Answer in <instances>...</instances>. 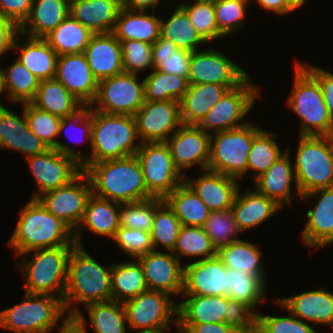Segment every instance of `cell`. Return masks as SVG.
Instances as JSON below:
<instances>
[{
    "label": "cell",
    "instance_id": "4dcf8cb0",
    "mask_svg": "<svg viewBox=\"0 0 333 333\" xmlns=\"http://www.w3.org/2000/svg\"><path fill=\"white\" fill-rule=\"evenodd\" d=\"M238 189L231 207L235 221L243 233L258 226L276 214L281 206L273 199L258 193L254 190L244 191Z\"/></svg>",
    "mask_w": 333,
    "mask_h": 333
},
{
    "label": "cell",
    "instance_id": "ffe728a7",
    "mask_svg": "<svg viewBox=\"0 0 333 333\" xmlns=\"http://www.w3.org/2000/svg\"><path fill=\"white\" fill-rule=\"evenodd\" d=\"M137 260L143 268L148 290L182 295L184 265L172 252L153 250Z\"/></svg>",
    "mask_w": 333,
    "mask_h": 333
},
{
    "label": "cell",
    "instance_id": "4fadbf2b",
    "mask_svg": "<svg viewBox=\"0 0 333 333\" xmlns=\"http://www.w3.org/2000/svg\"><path fill=\"white\" fill-rule=\"evenodd\" d=\"M250 76L236 88L228 90L215 104L198 126L211 134L219 131H227L246 125L240 123L249 113L251 107L259 96L260 88L251 83ZM210 130V131H209Z\"/></svg>",
    "mask_w": 333,
    "mask_h": 333
},
{
    "label": "cell",
    "instance_id": "94428289",
    "mask_svg": "<svg viewBox=\"0 0 333 333\" xmlns=\"http://www.w3.org/2000/svg\"><path fill=\"white\" fill-rule=\"evenodd\" d=\"M32 4L33 0H0V17L20 28L30 15Z\"/></svg>",
    "mask_w": 333,
    "mask_h": 333
},
{
    "label": "cell",
    "instance_id": "6f0895ef",
    "mask_svg": "<svg viewBox=\"0 0 333 333\" xmlns=\"http://www.w3.org/2000/svg\"><path fill=\"white\" fill-rule=\"evenodd\" d=\"M113 240L119 249L134 259L154 250L151 233L142 229L119 226Z\"/></svg>",
    "mask_w": 333,
    "mask_h": 333
},
{
    "label": "cell",
    "instance_id": "277c9868",
    "mask_svg": "<svg viewBox=\"0 0 333 333\" xmlns=\"http://www.w3.org/2000/svg\"><path fill=\"white\" fill-rule=\"evenodd\" d=\"M91 155L82 164L134 156L142 142L130 115L106 114L91 108ZM137 139V140H136ZM136 142V143H135Z\"/></svg>",
    "mask_w": 333,
    "mask_h": 333
},
{
    "label": "cell",
    "instance_id": "74e56055",
    "mask_svg": "<svg viewBox=\"0 0 333 333\" xmlns=\"http://www.w3.org/2000/svg\"><path fill=\"white\" fill-rule=\"evenodd\" d=\"M184 226L203 227L211 210L196 195L192 188L183 181L165 199Z\"/></svg>",
    "mask_w": 333,
    "mask_h": 333
},
{
    "label": "cell",
    "instance_id": "c3c4849f",
    "mask_svg": "<svg viewBox=\"0 0 333 333\" xmlns=\"http://www.w3.org/2000/svg\"><path fill=\"white\" fill-rule=\"evenodd\" d=\"M95 333H126V311L123 303L111 300L86 306Z\"/></svg>",
    "mask_w": 333,
    "mask_h": 333
},
{
    "label": "cell",
    "instance_id": "9c48e42d",
    "mask_svg": "<svg viewBox=\"0 0 333 333\" xmlns=\"http://www.w3.org/2000/svg\"><path fill=\"white\" fill-rule=\"evenodd\" d=\"M248 122L246 125L212 133L207 170L238 179L247 173V160L254 136L261 130Z\"/></svg>",
    "mask_w": 333,
    "mask_h": 333
},
{
    "label": "cell",
    "instance_id": "d4e9b609",
    "mask_svg": "<svg viewBox=\"0 0 333 333\" xmlns=\"http://www.w3.org/2000/svg\"><path fill=\"white\" fill-rule=\"evenodd\" d=\"M84 54L98 81L124 72L121 43L113 33L93 34Z\"/></svg>",
    "mask_w": 333,
    "mask_h": 333
},
{
    "label": "cell",
    "instance_id": "d590c367",
    "mask_svg": "<svg viewBox=\"0 0 333 333\" xmlns=\"http://www.w3.org/2000/svg\"><path fill=\"white\" fill-rule=\"evenodd\" d=\"M24 115L29 129L39 137L48 148L56 149L62 154L71 156L81 164L86 160V156L80 152H75L68 144L57 141L59 136V126L62 118L35 107L31 102L24 103Z\"/></svg>",
    "mask_w": 333,
    "mask_h": 333
},
{
    "label": "cell",
    "instance_id": "83f0119b",
    "mask_svg": "<svg viewBox=\"0 0 333 333\" xmlns=\"http://www.w3.org/2000/svg\"><path fill=\"white\" fill-rule=\"evenodd\" d=\"M121 0H70L69 14L92 33H112Z\"/></svg>",
    "mask_w": 333,
    "mask_h": 333
},
{
    "label": "cell",
    "instance_id": "3957f363",
    "mask_svg": "<svg viewBox=\"0 0 333 333\" xmlns=\"http://www.w3.org/2000/svg\"><path fill=\"white\" fill-rule=\"evenodd\" d=\"M111 270L112 264L105 268L97 263L82 246L75 245L72 248L63 296V304L68 311L67 316H75L80 312L78 307H71L74 301L76 304L82 303L87 306L112 300Z\"/></svg>",
    "mask_w": 333,
    "mask_h": 333
},
{
    "label": "cell",
    "instance_id": "a7ac6f4b",
    "mask_svg": "<svg viewBox=\"0 0 333 333\" xmlns=\"http://www.w3.org/2000/svg\"><path fill=\"white\" fill-rule=\"evenodd\" d=\"M122 7L135 11L152 10L161 4V0H121Z\"/></svg>",
    "mask_w": 333,
    "mask_h": 333
},
{
    "label": "cell",
    "instance_id": "cb8c5ba5",
    "mask_svg": "<svg viewBox=\"0 0 333 333\" xmlns=\"http://www.w3.org/2000/svg\"><path fill=\"white\" fill-rule=\"evenodd\" d=\"M184 181L211 211L230 209L241 187L236 178L207 169L194 180L185 176Z\"/></svg>",
    "mask_w": 333,
    "mask_h": 333
},
{
    "label": "cell",
    "instance_id": "7a4b0ae2",
    "mask_svg": "<svg viewBox=\"0 0 333 333\" xmlns=\"http://www.w3.org/2000/svg\"><path fill=\"white\" fill-rule=\"evenodd\" d=\"M8 245L16 255L26 252L75 246L74 231L60 218H57L38 199H30L20 211V217Z\"/></svg>",
    "mask_w": 333,
    "mask_h": 333
},
{
    "label": "cell",
    "instance_id": "ee69618b",
    "mask_svg": "<svg viewBox=\"0 0 333 333\" xmlns=\"http://www.w3.org/2000/svg\"><path fill=\"white\" fill-rule=\"evenodd\" d=\"M191 57V51L178 48L161 36L152 44L154 69L162 72L188 77Z\"/></svg>",
    "mask_w": 333,
    "mask_h": 333
},
{
    "label": "cell",
    "instance_id": "44dd1931",
    "mask_svg": "<svg viewBox=\"0 0 333 333\" xmlns=\"http://www.w3.org/2000/svg\"><path fill=\"white\" fill-rule=\"evenodd\" d=\"M55 78L84 106L94 102L98 80L92 74L84 53L58 56Z\"/></svg>",
    "mask_w": 333,
    "mask_h": 333
},
{
    "label": "cell",
    "instance_id": "ab89813d",
    "mask_svg": "<svg viewBox=\"0 0 333 333\" xmlns=\"http://www.w3.org/2000/svg\"><path fill=\"white\" fill-rule=\"evenodd\" d=\"M111 281L112 300L119 303L148 290L143 268L137 259L112 264Z\"/></svg>",
    "mask_w": 333,
    "mask_h": 333
},
{
    "label": "cell",
    "instance_id": "f907efd6",
    "mask_svg": "<svg viewBox=\"0 0 333 333\" xmlns=\"http://www.w3.org/2000/svg\"><path fill=\"white\" fill-rule=\"evenodd\" d=\"M273 138V133L263 129L254 136L247 160V171H255L254 180L266 172L285 153V151H280Z\"/></svg>",
    "mask_w": 333,
    "mask_h": 333
},
{
    "label": "cell",
    "instance_id": "e7e4bbea",
    "mask_svg": "<svg viewBox=\"0 0 333 333\" xmlns=\"http://www.w3.org/2000/svg\"><path fill=\"white\" fill-rule=\"evenodd\" d=\"M20 28L10 20L0 17V56L13 50V44Z\"/></svg>",
    "mask_w": 333,
    "mask_h": 333
},
{
    "label": "cell",
    "instance_id": "11a10c76",
    "mask_svg": "<svg viewBox=\"0 0 333 333\" xmlns=\"http://www.w3.org/2000/svg\"><path fill=\"white\" fill-rule=\"evenodd\" d=\"M248 4L242 0H214L217 27L225 37L244 26Z\"/></svg>",
    "mask_w": 333,
    "mask_h": 333
},
{
    "label": "cell",
    "instance_id": "680465c9",
    "mask_svg": "<svg viewBox=\"0 0 333 333\" xmlns=\"http://www.w3.org/2000/svg\"><path fill=\"white\" fill-rule=\"evenodd\" d=\"M256 327L261 333H317L312 326L293 314L277 317L257 313Z\"/></svg>",
    "mask_w": 333,
    "mask_h": 333
},
{
    "label": "cell",
    "instance_id": "7bdbcfd3",
    "mask_svg": "<svg viewBox=\"0 0 333 333\" xmlns=\"http://www.w3.org/2000/svg\"><path fill=\"white\" fill-rule=\"evenodd\" d=\"M160 36L171 41L178 48L191 52L198 51V46L207 43L192 25L187 12L180 5L166 22L161 19Z\"/></svg>",
    "mask_w": 333,
    "mask_h": 333
},
{
    "label": "cell",
    "instance_id": "52a82bcc",
    "mask_svg": "<svg viewBox=\"0 0 333 333\" xmlns=\"http://www.w3.org/2000/svg\"><path fill=\"white\" fill-rule=\"evenodd\" d=\"M294 162L300 196L333 186V136H300Z\"/></svg>",
    "mask_w": 333,
    "mask_h": 333
},
{
    "label": "cell",
    "instance_id": "db71d44e",
    "mask_svg": "<svg viewBox=\"0 0 333 333\" xmlns=\"http://www.w3.org/2000/svg\"><path fill=\"white\" fill-rule=\"evenodd\" d=\"M156 211V197L120 204L119 225L151 232Z\"/></svg>",
    "mask_w": 333,
    "mask_h": 333
},
{
    "label": "cell",
    "instance_id": "f5cc1de1",
    "mask_svg": "<svg viewBox=\"0 0 333 333\" xmlns=\"http://www.w3.org/2000/svg\"><path fill=\"white\" fill-rule=\"evenodd\" d=\"M203 229L209 235L216 250L234 241L240 240L237 239L236 236H238L241 231L235 221L231 208L223 211H211Z\"/></svg>",
    "mask_w": 333,
    "mask_h": 333
},
{
    "label": "cell",
    "instance_id": "8c879c8a",
    "mask_svg": "<svg viewBox=\"0 0 333 333\" xmlns=\"http://www.w3.org/2000/svg\"><path fill=\"white\" fill-rule=\"evenodd\" d=\"M174 325H176L177 329L179 330L178 333H191L188 329L182 327L180 324L177 323V318L174 319Z\"/></svg>",
    "mask_w": 333,
    "mask_h": 333
},
{
    "label": "cell",
    "instance_id": "7c38bea8",
    "mask_svg": "<svg viewBox=\"0 0 333 333\" xmlns=\"http://www.w3.org/2000/svg\"><path fill=\"white\" fill-rule=\"evenodd\" d=\"M170 297L164 292L147 290L124 302L129 329L139 330L137 333L167 331L170 317L177 318L178 308Z\"/></svg>",
    "mask_w": 333,
    "mask_h": 333
},
{
    "label": "cell",
    "instance_id": "91938a15",
    "mask_svg": "<svg viewBox=\"0 0 333 333\" xmlns=\"http://www.w3.org/2000/svg\"><path fill=\"white\" fill-rule=\"evenodd\" d=\"M257 313L247 304L228 297V314L225 323L240 332L252 331L256 328Z\"/></svg>",
    "mask_w": 333,
    "mask_h": 333
},
{
    "label": "cell",
    "instance_id": "b9f144b4",
    "mask_svg": "<svg viewBox=\"0 0 333 333\" xmlns=\"http://www.w3.org/2000/svg\"><path fill=\"white\" fill-rule=\"evenodd\" d=\"M0 71L3 92L13 104L28 103L35 98L40 80L17 59L5 70L0 67Z\"/></svg>",
    "mask_w": 333,
    "mask_h": 333
},
{
    "label": "cell",
    "instance_id": "9a60e30c",
    "mask_svg": "<svg viewBox=\"0 0 333 333\" xmlns=\"http://www.w3.org/2000/svg\"><path fill=\"white\" fill-rule=\"evenodd\" d=\"M91 195L90 179L82 172L70 184L45 192L37 199L48 212L60 218L75 231L83 219Z\"/></svg>",
    "mask_w": 333,
    "mask_h": 333
},
{
    "label": "cell",
    "instance_id": "ba28073f",
    "mask_svg": "<svg viewBox=\"0 0 333 333\" xmlns=\"http://www.w3.org/2000/svg\"><path fill=\"white\" fill-rule=\"evenodd\" d=\"M65 312L58 297L25 293L21 303L0 311V327L14 333H50Z\"/></svg>",
    "mask_w": 333,
    "mask_h": 333
},
{
    "label": "cell",
    "instance_id": "003e7915",
    "mask_svg": "<svg viewBox=\"0 0 333 333\" xmlns=\"http://www.w3.org/2000/svg\"><path fill=\"white\" fill-rule=\"evenodd\" d=\"M65 316L59 333H87L85 319L81 311L75 316Z\"/></svg>",
    "mask_w": 333,
    "mask_h": 333
},
{
    "label": "cell",
    "instance_id": "753ad0ef",
    "mask_svg": "<svg viewBox=\"0 0 333 333\" xmlns=\"http://www.w3.org/2000/svg\"><path fill=\"white\" fill-rule=\"evenodd\" d=\"M3 93V88H2V79H1V71H0V95ZM2 103L0 102V107H2Z\"/></svg>",
    "mask_w": 333,
    "mask_h": 333
},
{
    "label": "cell",
    "instance_id": "9f6ffc18",
    "mask_svg": "<svg viewBox=\"0 0 333 333\" xmlns=\"http://www.w3.org/2000/svg\"><path fill=\"white\" fill-rule=\"evenodd\" d=\"M121 43L124 72L138 74L142 70L154 69L152 45L139 40H119Z\"/></svg>",
    "mask_w": 333,
    "mask_h": 333
},
{
    "label": "cell",
    "instance_id": "ac0fdd59",
    "mask_svg": "<svg viewBox=\"0 0 333 333\" xmlns=\"http://www.w3.org/2000/svg\"><path fill=\"white\" fill-rule=\"evenodd\" d=\"M210 136L198 125L183 124L174 132L166 141L169 147L173 164L176 169L183 175L182 170L194 165L204 171L208 167L210 157Z\"/></svg>",
    "mask_w": 333,
    "mask_h": 333
},
{
    "label": "cell",
    "instance_id": "f546056e",
    "mask_svg": "<svg viewBox=\"0 0 333 333\" xmlns=\"http://www.w3.org/2000/svg\"><path fill=\"white\" fill-rule=\"evenodd\" d=\"M237 86L239 85L189 84L187 92L180 100L182 123L198 125L222 96Z\"/></svg>",
    "mask_w": 333,
    "mask_h": 333
},
{
    "label": "cell",
    "instance_id": "2644e50d",
    "mask_svg": "<svg viewBox=\"0 0 333 333\" xmlns=\"http://www.w3.org/2000/svg\"><path fill=\"white\" fill-rule=\"evenodd\" d=\"M305 0H285L286 5L292 10L299 9L304 4Z\"/></svg>",
    "mask_w": 333,
    "mask_h": 333
},
{
    "label": "cell",
    "instance_id": "be15d7a7",
    "mask_svg": "<svg viewBox=\"0 0 333 333\" xmlns=\"http://www.w3.org/2000/svg\"><path fill=\"white\" fill-rule=\"evenodd\" d=\"M68 125H71L74 127L78 125V126L82 127L83 129H82L81 133H83V135H84V137L82 135L84 140L81 138L82 139L81 141L89 140L90 145H91V132H92L91 106H84L76 114L69 116V117L62 118L60 126H59V135L62 134L64 132V130L66 131L68 129ZM71 126H70V128H71ZM79 140H78V142H80Z\"/></svg>",
    "mask_w": 333,
    "mask_h": 333
},
{
    "label": "cell",
    "instance_id": "f1b7e54d",
    "mask_svg": "<svg viewBox=\"0 0 333 333\" xmlns=\"http://www.w3.org/2000/svg\"><path fill=\"white\" fill-rule=\"evenodd\" d=\"M120 204L108 199L91 195L87 201L83 219L74 231L76 245L83 246L82 229H88L99 236L113 238L119 228ZM81 224H83L81 226Z\"/></svg>",
    "mask_w": 333,
    "mask_h": 333
},
{
    "label": "cell",
    "instance_id": "d6a6232c",
    "mask_svg": "<svg viewBox=\"0 0 333 333\" xmlns=\"http://www.w3.org/2000/svg\"><path fill=\"white\" fill-rule=\"evenodd\" d=\"M178 304L177 323H225L228 296L182 295Z\"/></svg>",
    "mask_w": 333,
    "mask_h": 333
},
{
    "label": "cell",
    "instance_id": "e575fe53",
    "mask_svg": "<svg viewBox=\"0 0 333 333\" xmlns=\"http://www.w3.org/2000/svg\"><path fill=\"white\" fill-rule=\"evenodd\" d=\"M16 36L13 49L20 50L17 60L40 81L55 78L58 54L44 38H31L18 43Z\"/></svg>",
    "mask_w": 333,
    "mask_h": 333
},
{
    "label": "cell",
    "instance_id": "03108f58",
    "mask_svg": "<svg viewBox=\"0 0 333 333\" xmlns=\"http://www.w3.org/2000/svg\"><path fill=\"white\" fill-rule=\"evenodd\" d=\"M191 333H240L235 327L226 323H178Z\"/></svg>",
    "mask_w": 333,
    "mask_h": 333
},
{
    "label": "cell",
    "instance_id": "816d5d0a",
    "mask_svg": "<svg viewBox=\"0 0 333 333\" xmlns=\"http://www.w3.org/2000/svg\"><path fill=\"white\" fill-rule=\"evenodd\" d=\"M194 3H181L192 25L202 38L209 43L225 37L217 27L214 0H193Z\"/></svg>",
    "mask_w": 333,
    "mask_h": 333
},
{
    "label": "cell",
    "instance_id": "836d02e7",
    "mask_svg": "<svg viewBox=\"0 0 333 333\" xmlns=\"http://www.w3.org/2000/svg\"><path fill=\"white\" fill-rule=\"evenodd\" d=\"M147 13L122 7L112 33L118 40H139L152 45L160 37L161 18Z\"/></svg>",
    "mask_w": 333,
    "mask_h": 333
},
{
    "label": "cell",
    "instance_id": "d6986e66",
    "mask_svg": "<svg viewBox=\"0 0 333 333\" xmlns=\"http://www.w3.org/2000/svg\"><path fill=\"white\" fill-rule=\"evenodd\" d=\"M227 268L216 255L184 265L182 295L227 296Z\"/></svg>",
    "mask_w": 333,
    "mask_h": 333
},
{
    "label": "cell",
    "instance_id": "60d3db41",
    "mask_svg": "<svg viewBox=\"0 0 333 333\" xmlns=\"http://www.w3.org/2000/svg\"><path fill=\"white\" fill-rule=\"evenodd\" d=\"M93 34L69 14L44 39L58 56H61L65 54L84 53Z\"/></svg>",
    "mask_w": 333,
    "mask_h": 333
},
{
    "label": "cell",
    "instance_id": "2e32d148",
    "mask_svg": "<svg viewBox=\"0 0 333 333\" xmlns=\"http://www.w3.org/2000/svg\"><path fill=\"white\" fill-rule=\"evenodd\" d=\"M133 117L142 143L166 142L183 125L179 101H145Z\"/></svg>",
    "mask_w": 333,
    "mask_h": 333
},
{
    "label": "cell",
    "instance_id": "30bf717a",
    "mask_svg": "<svg viewBox=\"0 0 333 333\" xmlns=\"http://www.w3.org/2000/svg\"><path fill=\"white\" fill-rule=\"evenodd\" d=\"M135 155L147 190L153 197L165 199L184 181V176L173 164L166 142L142 143Z\"/></svg>",
    "mask_w": 333,
    "mask_h": 333
},
{
    "label": "cell",
    "instance_id": "6125c7cd",
    "mask_svg": "<svg viewBox=\"0 0 333 333\" xmlns=\"http://www.w3.org/2000/svg\"><path fill=\"white\" fill-rule=\"evenodd\" d=\"M320 84L324 102L328 109V114L333 122V72H328L320 67L306 64L302 65Z\"/></svg>",
    "mask_w": 333,
    "mask_h": 333
},
{
    "label": "cell",
    "instance_id": "603a6c76",
    "mask_svg": "<svg viewBox=\"0 0 333 333\" xmlns=\"http://www.w3.org/2000/svg\"><path fill=\"white\" fill-rule=\"evenodd\" d=\"M22 112L20 118L15 111L0 107V148L21 152L25 158L47 151V145L29 129L24 103Z\"/></svg>",
    "mask_w": 333,
    "mask_h": 333
},
{
    "label": "cell",
    "instance_id": "5bb4252c",
    "mask_svg": "<svg viewBox=\"0 0 333 333\" xmlns=\"http://www.w3.org/2000/svg\"><path fill=\"white\" fill-rule=\"evenodd\" d=\"M26 160L38 186V192L32 199L70 184L83 172L79 161L56 149L49 148L41 154L27 157Z\"/></svg>",
    "mask_w": 333,
    "mask_h": 333
},
{
    "label": "cell",
    "instance_id": "11e5206c",
    "mask_svg": "<svg viewBox=\"0 0 333 333\" xmlns=\"http://www.w3.org/2000/svg\"><path fill=\"white\" fill-rule=\"evenodd\" d=\"M242 1H245V2H247V3H250V2H251V0H242Z\"/></svg>",
    "mask_w": 333,
    "mask_h": 333
},
{
    "label": "cell",
    "instance_id": "6da1fadb",
    "mask_svg": "<svg viewBox=\"0 0 333 333\" xmlns=\"http://www.w3.org/2000/svg\"><path fill=\"white\" fill-rule=\"evenodd\" d=\"M91 182L92 194L119 204L152 198L136 155L81 164Z\"/></svg>",
    "mask_w": 333,
    "mask_h": 333
},
{
    "label": "cell",
    "instance_id": "7dc6e473",
    "mask_svg": "<svg viewBox=\"0 0 333 333\" xmlns=\"http://www.w3.org/2000/svg\"><path fill=\"white\" fill-rule=\"evenodd\" d=\"M229 292L228 297L243 302L253 310L260 302L265 301L266 284L249 272L227 269Z\"/></svg>",
    "mask_w": 333,
    "mask_h": 333
},
{
    "label": "cell",
    "instance_id": "7402d4cb",
    "mask_svg": "<svg viewBox=\"0 0 333 333\" xmlns=\"http://www.w3.org/2000/svg\"><path fill=\"white\" fill-rule=\"evenodd\" d=\"M314 196L319 200L313 209L306 212L307 224L302 242L318 250L333 243V186L303 194L300 199L308 200Z\"/></svg>",
    "mask_w": 333,
    "mask_h": 333
},
{
    "label": "cell",
    "instance_id": "89a4df30",
    "mask_svg": "<svg viewBox=\"0 0 333 333\" xmlns=\"http://www.w3.org/2000/svg\"><path fill=\"white\" fill-rule=\"evenodd\" d=\"M262 8L275 12L279 15H286L292 10L286 5L285 0H256Z\"/></svg>",
    "mask_w": 333,
    "mask_h": 333
},
{
    "label": "cell",
    "instance_id": "484cf974",
    "mask_svg": "<svg viewBox=\"0 0 333 333\" xmlns=\"http://www.w3.org/2000/svg\"><path fill=\"white\" fill-rule=\"evenodd\" d=\"M276 302L302 321L313 322V327L316 324L333 325V293L323 288L280 298Z\"/></svg>",
    "mask_w": 333,
    "mask_h": 333
},
{
    "label": "cell",
    "instance_id": "8fae6325",
    "mask_svg": "<svg viewBox=\"0 0 333 333\" xmlns=\"http://www.w3.org/2000/svg\"><path fill=\"white\" fill-rule=\"evenodd\" d=\"M144 102V80L138 83L137 74L123 72L98 81L97 95L91 108L106 114L133 116Z\"/></svg>",
    "mask_w": 333,
    "mask_h": 333
},
{
    "label": "cell",
    "instance_id": "8992f818",
    "mask_svg": "<svg viewBox=\"0 0 333 333\" xmlns=\"http://www.w3.org/2000/svg\"><path fill=\"white\" fill-rule=\"evenodd\" d=\"M74 246L36 249L24 259L20 272L25 274V293L55 296L63 300L67 282L68 260ZM53 293V294H52ZM55 294V295H54Z\"/></svg>",
    "mask_w": 333,
    "mask_h": 333
},
{
    "label": "cell",
    "instance_id": "681fc988",
    "mask_svg": "<svg viewBox=\"0 0 333 333\" xmlns=\"http://www.w3.org/2000/svg\"><path fill=\"white\" fill-rule=\"evenodd\" d=\"M172 253L180 261L182 256L204 260L216 256L217 250L203 227L182 225Z\"/></svg>",
    "mask_w": 333,
    "mask_h": 333
},
{
    "label": "cell",
    "instance_id": "8d00e7d4",
    "mask_svg": "<svg viewBox=\"0 0 333 333\" xmlns=\"http://www.w3.org/2000/svg\"><path fill=\"white\" fill-rule=\"evenodd\" d=\"M31 103L60 118L72 116L84 107L56 78L40 81Z\"/></svg>",
    "mask_w": 333,
    "mask_h": 333
},
{
    "label": "cell",
    "instance_id": "4316f807",
    "mask_svg": "<svg viewBox=\"0 0 333 333\" xmlns=\"http://www.w3.org/2000/svg\"><path fill=\"white\" fill-rule=\"evenodd\" d=\"M289 149L286 148L285 153L262 175L255 179V190L273 200L281 207L284 203L292 205L291 184L295 180L296 194L300 196V191L296 184V176L294 167L291 164Z\"/></svg>",
    "mask_w": 333,
    "mask_h": 333
},
{
    "label": "cell",
    "instance_id": "e0dca14e",
    "mask_svg": "<svg viewBox=\"0 0 333 333\" xmlns=\"http://www.w3.org/2000/svg\"><path fill=\"white\" fill-rule=\"evenodd\" d=\"M249 74L219 50L194 51L189 65V84L240 85Z\"/></svg>",
    "mask_w": 333,
    "mask_h": 333
},
{
    "label": "cell",
    "instance_id": "34e18365",
    "mask_svg": "<svg viewBox=\"0 0 333 333\" xmlns=\"http://www.w3.org/2000/svg\"><path fill=\"white\" fill-rule=\"evenodd\" d=\"M240 333H261L258 329H257V327L254 329V330H252V331H246V332H240Z\"/></svg>",
    "mask_w": 333,
    "mask_h": 333
},
{
    "label": "cell",
    "instance_id": "f6af8a7d",
    "mask_svg": "<svg viewBox=\"0 0 333 333\" xmlns=\"http://www.w3.org/2000/svg\"><path fill=\"white\" fill-rule=\"evenodd\" d=\"M145 101H179L189 87L188 77H180L157 69L144 78Z\"/></svg>",
    "mask_w": 333,
    "mask_h": 333
},
{
    "label": "cell",
    "instance_id": "5b68a950",
    "mask_svg": "<svg viewBox=\"0 0 333 333\" xmlns=\"http://www.w3.org/2000/svg\"><path fill=\"white\" fill-rule=\"evenodd\" d=\"M295 80L287 106L302 121L300 136H333V122L318 81L296 61Z\"/></svg>",
    "mask_w": 333,
    "mask_h": 333
},
{
    "label": "cell",
    "instance_id": "1f68e13d",
    "mask_svg": "<svg viewBox=\"0 0 333 333\" xmlns=\"http://www.w3.org/2000/svg\"><path fill=\"white\" fill-rule=\"evenodd\" d=\"M69 8L70 0H33L30 15L20 27V36L45 38L69 15Z\"/></svg>",
    "mask_w": 333,
    "mask_h": 333
},
{
    "label": "cell",
    "instance_id": "f35d334b",
    "mask_svg": "<svg viewBox=\"0 0 333 333\" xmlns=\"http://www.w3.org/2000/svg\"><path fill=\"white\" fill-rule=\"evenodd\" d=\"M217 256L227 269L249 272L258 276L266 284V273L262 264V251L256 244L242 239L220 247Z\"/></svg>",
    "mask_w": 333,
    "mask_h": 333
},
{
    "label": "cell",
    "instance_id": "bcb514c9",
    "mask_svg": "<svg viewBox=\"0 0 333 333\" xmlns=\"http://www.w3.org/2000/svg\"><path fill=\"white\" fill-rule=\"evenodd\" d=\"M180 221L168 203L156 197V211L151 230L154 250L162 245L168 252H172L181 228Z\"/></svg>",
    "mask_w": 333,
    "mask_h": 333
}]
</instances>
